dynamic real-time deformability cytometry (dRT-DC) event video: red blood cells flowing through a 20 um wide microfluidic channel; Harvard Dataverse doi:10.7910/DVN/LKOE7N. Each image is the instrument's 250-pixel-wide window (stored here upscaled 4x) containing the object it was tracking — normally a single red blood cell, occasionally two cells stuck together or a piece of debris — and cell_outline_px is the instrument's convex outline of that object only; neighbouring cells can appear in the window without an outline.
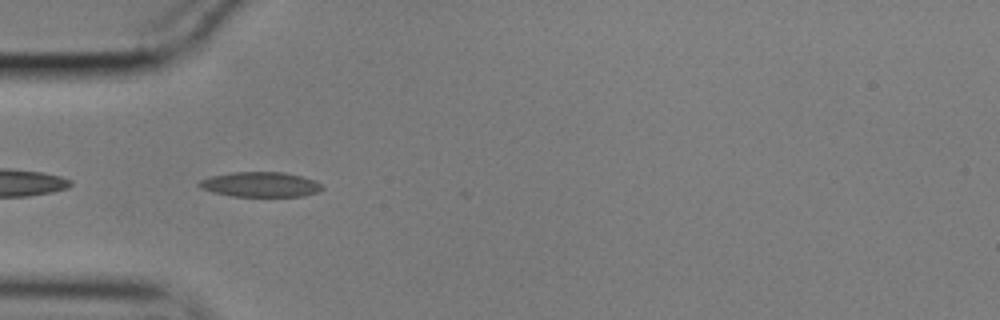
{"species": "common noctule bat (a hibernating species)", "species_latin": "Nyctalus noctula", "temperature_condition": "cold", "stored_images_in_passage": 6, "camera_frame_rate_fps": 3000, "um_per_image_px": 0.085, "animal": {"sex": "male", "body_mass_g": 17.9}, "frame": {"image": 1, "passage_image": 2, "time_ms": 0.333, "image_size_px": [1000, 320], "cell_outline_px": [[324, 188], [316, 192], [304, 196], [232, 196], [216, 192], [204, 188], [196, 184], [200, 180], [212, 176], [232, 172], [284, 172], [316, 180]], "centroid_in_image_um": [22.17, 15.67], "position_along_channel_um": 62.8, "area_um2": 17.63}}
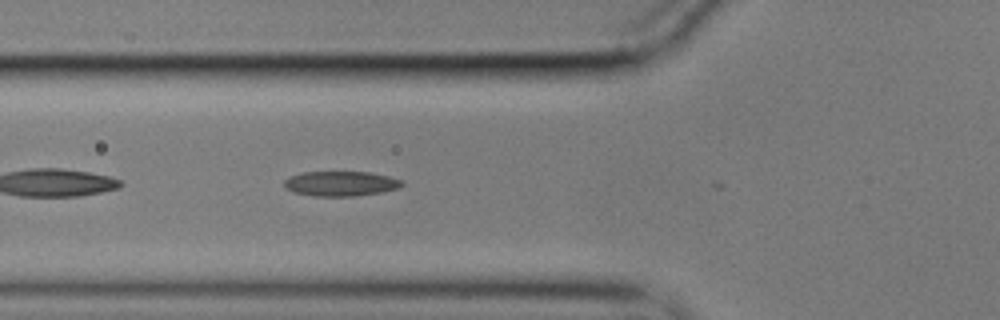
{"frame": {"image": 2, "passage_image": 5, "time_ms": 1.333, "image_size_px": [1000, 320], "cell_outline_px": [[404, 184], [400, 188], [380, 192], [356, 196], [316, 196], [292, 192], [284, 184], [284, 180], [288, 176], [304, 172], [368, 172], [388, 176], [404, 180]], "centroid_in_image_um": [28.98, 15.6], "position_along_channel_um": 96.8, "area_um2": 17.11}}